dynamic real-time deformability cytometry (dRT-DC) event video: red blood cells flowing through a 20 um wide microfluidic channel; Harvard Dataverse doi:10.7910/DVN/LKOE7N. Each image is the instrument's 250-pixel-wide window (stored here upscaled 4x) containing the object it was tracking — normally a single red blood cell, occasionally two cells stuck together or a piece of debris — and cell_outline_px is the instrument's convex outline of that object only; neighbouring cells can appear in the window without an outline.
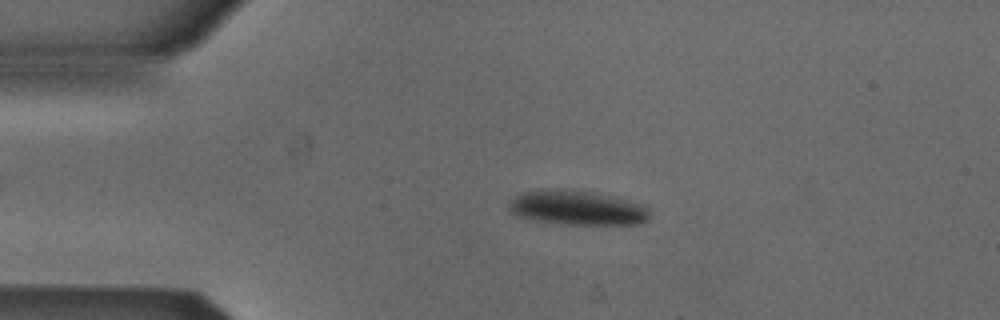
{"species": "Egyptian fruit bat (a non-hibernating species)", "species_latin": "Rousettus aegyptiacus", "temperature_condition": "cold", "stored_images_in_passage": 52, "camera_frame_rate_fps": 3000, "um_per_image_px": 0.085, "animal": {"sex": "male"}, "frame": {"image": 1, "passage_image": 10, "time_ms": 3.0, "image_size_px": [1000, 320], "cell_outline_px": [[648, 220], [640, 224], [568, 224], [528, 220], [516, 216], [508, 212], [508, 204], [520, 192], [584, 192], [608, 196], [640, 204], [648, 208]], "centroid_in_image_um": [49.02, 17.73], "position_along_channel_um": 36.0, "area_um2": 27.05}}
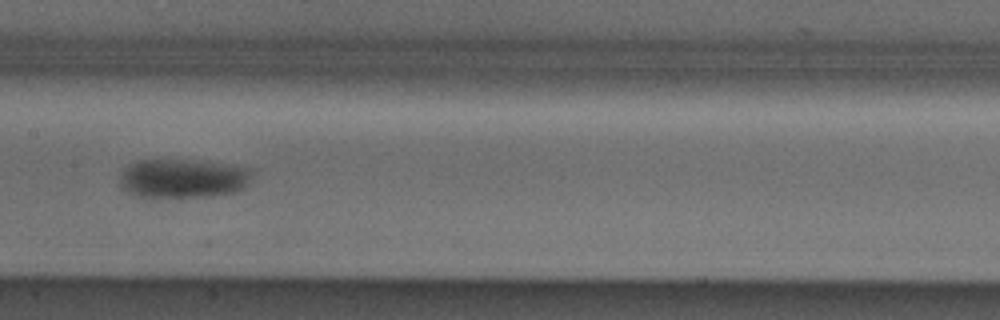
{"frame": {"image": 2, "passage_image": 25, "time_ms": 8.0, "image_size_px": [1000, 320], "cell_outline_px": [[256, 168], [248, 184], [244, 188], [236, 192], [208, 196], [136, 196], [120, 188], [120, 172], [128, 164], [140, 160], [208, 160]], "centroid_in_image_um": [15.62, 15.13], "position_along_channel_um": 191.8, "area_um2": 30.69}}
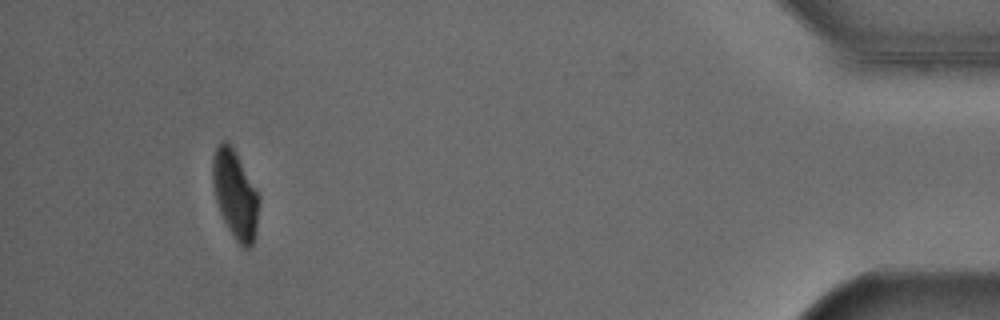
{"frame": {"image": 3, "passage_image": 48, "time_ms": 15.667, "image_size_px": [1000, 320], "cell_outline_px": [[260, 204], [256, 236], [252, 244], [248, 248], [244, 248], [232, 236], [220, 212], [216, 200], [212, 184], [212, 156], [220, 140], [228, 140], [232, 144], [260, 196]], "centroid_in_image_um": [20.0, 16.49], "position_along_channel_um": 415.2, "area_um2": 24.33}, "authors_computed_cell_mechanics": {"area_um2": 27.9174, "velocity_mm_per_s": 3.8491, "shape_relaxation_time_tau1_ms": 4.827, "shape_relaxation_time_tau2_ms": null, "deformation_change_tau1": 0.1098, "deformation_change_tau2": null}}